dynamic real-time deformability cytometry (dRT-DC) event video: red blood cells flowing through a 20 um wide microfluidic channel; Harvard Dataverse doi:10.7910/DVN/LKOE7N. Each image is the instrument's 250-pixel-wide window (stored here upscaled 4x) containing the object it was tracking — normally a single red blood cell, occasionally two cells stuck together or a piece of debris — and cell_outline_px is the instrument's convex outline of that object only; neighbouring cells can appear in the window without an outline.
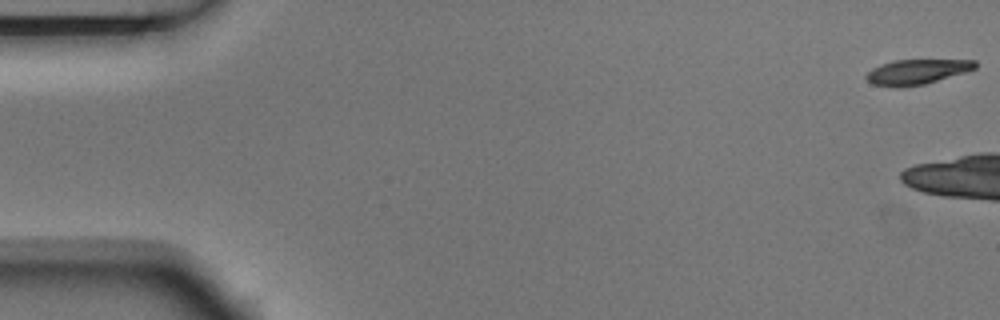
{"species": "Egyptian fruit bat (a non-hibernating species)", "species_latin": "Rousettus aegyptiacus", "temperature_condition": "room temperature", "stored_images_in_passage": 3, "camera_frame_rate_fps": 3000, "um_per_image_px": 0.085, "animal": {"sex": "male"}, "frame": {"image": 1, "passage_image": 1, "time_ms": 0.0, "image_size_px": [1000, 320], "cell_outline_px": [[976, 68], [964, 72], [924, 84], [900, 88], [892, 88], [872, 84], [864, 76], [872, 68], [880, 64], [896, 60], [976, 60]], "centroid_in_image_um": [77.87, 6.12], "position_along_channel_um": 7.1, "area_um2": 15.84}}